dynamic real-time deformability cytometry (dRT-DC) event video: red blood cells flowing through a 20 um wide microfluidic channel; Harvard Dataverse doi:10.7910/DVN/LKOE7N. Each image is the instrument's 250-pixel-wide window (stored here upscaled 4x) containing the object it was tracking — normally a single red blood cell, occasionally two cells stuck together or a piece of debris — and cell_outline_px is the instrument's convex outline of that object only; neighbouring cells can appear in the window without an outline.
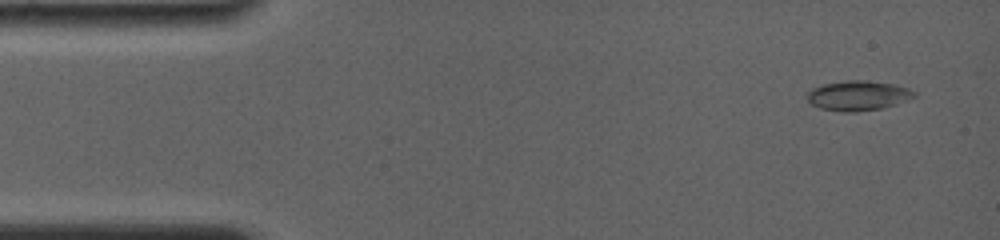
{"species": "common noctule bat (a hibernating species)", "species_latin": "Nyctalus noctula", "temperature_condition": "room temperature", "stored_images_in_passage": 36, "camera_frame_rate_fps": 4000, "um_per_image_px": 0.085, "animal": {"sex": "female", "body_mass_g": 19.0, "forearm_length_mm": 56.7}, "frame": {"image": 1, "passage_image": 2, "time_ms": 0.5, "image_size_px": [1000, 240], "cell_outline_px": [[916, 96], [896, 104], [880, 108], [852, 112], [844, 112], [820, 108], [812, 104], [808, 100], [808, 92], [812, 88], [824, 84], [848, 80], [864, 80], [896, 84], [908, 88], [916, 92]], "centroid_in_image_um": [72.95, 8.11], "position_along_channel_um": 12.1, "area_um2": 18.44}}
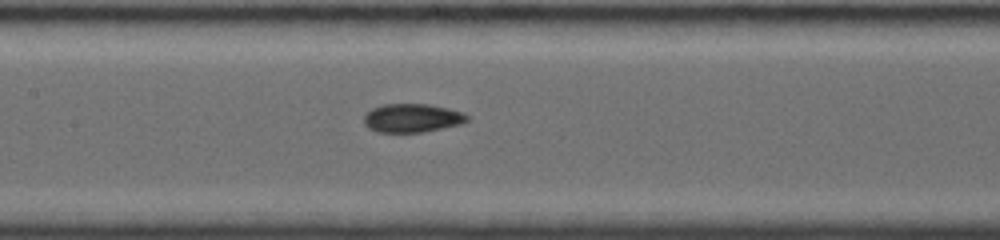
{"frame": {"image": 2, "passage_image": 17, "time_ms": 7.25, "image_size_px": [1000, 240], "cell_outline_px": [[468, 120], [460, 124], [424, 132], [376, 132], [368, 128], [364, 124], [364, 116], [372, 108], [384, 104], [428, 104], [448, 108], [460, 112], [468, 116]], "centroid_in_image_um": [35.0, 10.03], "position_along_channel_um": 172.4, "area_um2": 17.11}}
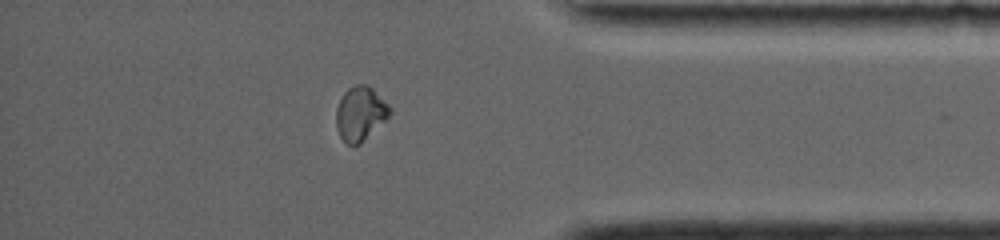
{"frame": {"image": 3, "passage_image": 31, "time_ms": 13.5, "image_size_px": [1000, 240], "cell_outline_px": [[392, 112], [360, 144], [348, 144], [340, 136], [336, 128], [336, 108], [344, 92], [348, 88], [356, 84], [368, 84], [392, 108]], "centroid_in_image_um": [30.61, 9.63], "position_along_channel_um": 404.6, "area_um2": 16.7}, "authors_computed_cell_mechanics": {"area_um2": 17.2822, "velocity_mm_per_s": 3.8727, "shape_relaxation_time_tau1_ms": null, "shape_relaxation_time_tau2_ms": 1.0184, "deformation_change_tau1": null, "deformation_change_tau2": 0.0419}}